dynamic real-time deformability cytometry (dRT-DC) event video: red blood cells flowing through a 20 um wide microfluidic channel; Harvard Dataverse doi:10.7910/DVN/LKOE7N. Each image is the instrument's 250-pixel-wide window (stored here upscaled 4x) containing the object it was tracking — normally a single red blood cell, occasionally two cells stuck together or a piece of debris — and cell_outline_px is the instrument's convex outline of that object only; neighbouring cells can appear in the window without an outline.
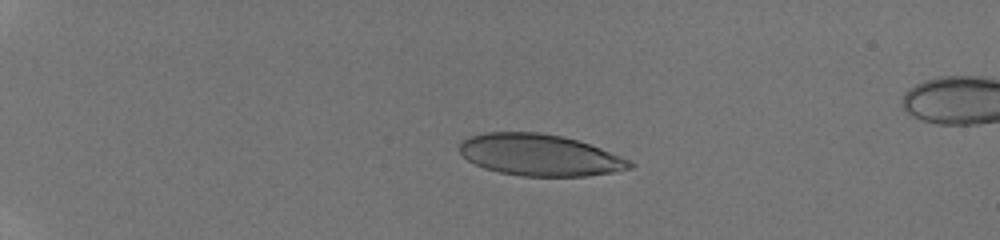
{"species": "human", "species_latin": "Homo sapiens", "temperature_condition": "room temperature", "stored_images_in_passage": 35, "camera_frame_rate_fps": 3000, "um_per_image_px": 0.085, "donor": {"sex": "male"}, "frame": {"image": 1, "passage_image": 1, "time_ms": 0.0, "image_size_px": [1000, 240], "cell_outline_px": [[636, 164], [632, 168], [612, 172], [588, 176], [520, 176], [500, 172], [484, 168], [468, 160], [460, 152], [460, 144], [468, 136], [484, 132], [540, 132], [564, 136], [600, 148], [632, 160]], "centroid_in_image_um": [45.9, 13.17], "position_along_channel_um": 39.1, "area_um2": 41.33}}
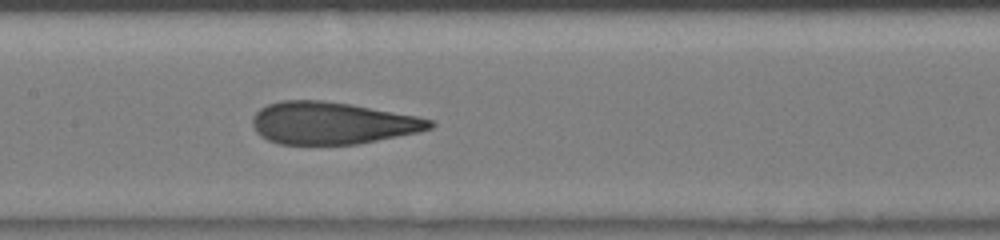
{"frame": {"image": 2, "passage_image": 15, "time_ms": 4.667, "image_size_px": [1000, 240], "cell_outline_px": [[436, 124], [432, 128], [420, 132], [356, 144], [280, 144], [268, 140], [260, 136], [256, 132], [252, 124], [252, 116], [260, 108], [268, 104], [280, 100], [320, 100], [348, 104], [416, 116], [432, 120]], "centroid_in_image_um": [28.2, 10.46], "position_along_channel_um": 179.2, "area_um2": 43.47}}
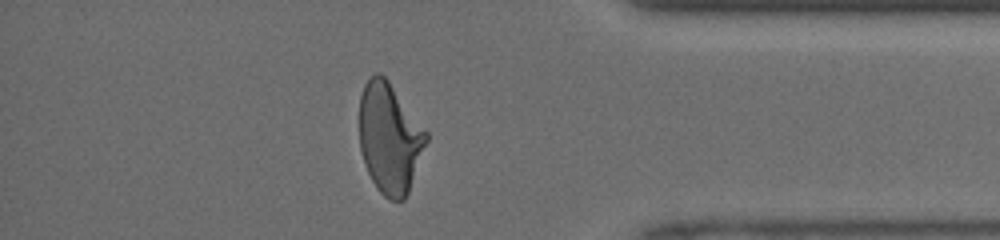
{"frame": {"image": 3, "passage_image": 30, "time_ms": 9.667, "image_size_px": [1000, 240], "cell_outline_px": [[428, 140], [408, 192], [404, 200], [388, 200], [376, 188], [364, 164], [360, 148], [360, 96], [364, 84], [376, 72], [380, 72], [388, 80], [428, 132]], "centroid_in_image_um": [33.12, 11.74], "position_along_channel_um": 402.1, "area_um2": 42.89}}